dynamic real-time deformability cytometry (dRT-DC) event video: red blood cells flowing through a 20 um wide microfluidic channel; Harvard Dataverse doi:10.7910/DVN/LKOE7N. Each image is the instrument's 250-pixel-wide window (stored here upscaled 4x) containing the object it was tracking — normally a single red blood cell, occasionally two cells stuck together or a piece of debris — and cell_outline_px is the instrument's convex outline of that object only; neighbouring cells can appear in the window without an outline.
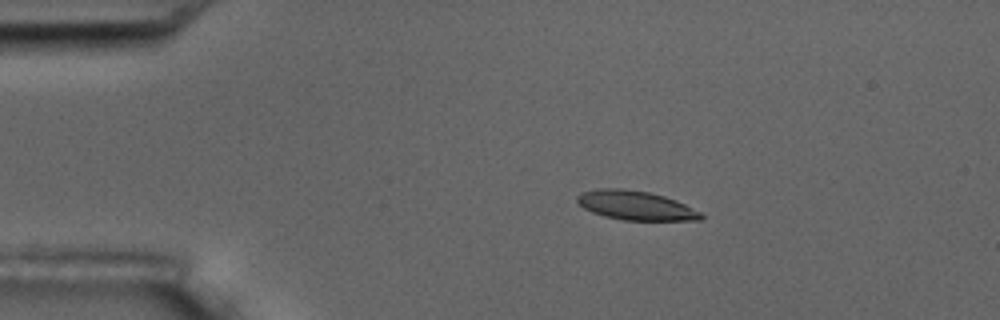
{"species": "common noctule bat (a hibernating species)", "species_latin": "Nyctalus noctula", "temperature_condition": "room temperature", "stored_images_in_passage": 7, "camera_frame_rate_fps": 3000, "um_per_image_px": 0.085, "animal": {"sex": "male", "body_mass_g": 17.5, "forearm_length_mm": 52.3}, "frame": {"image": 1, "passage_image": 4, "time_ms": 3.333, "image_size_px": [1000, 320], "cell_outline_px": [[704, 216], [700, 220], [624, 220], [604, 216], [592, 212], [584, 208], [576, 200], [576, 196], [580, 192], [596, 188], [624, 188], [648, 192], [664, 196], [676, 200], [700, 212]], "centroid_in_image_um": [53.99, 17.45], "position_along_channel_um": 31.0, "area_um2": 21.04}}
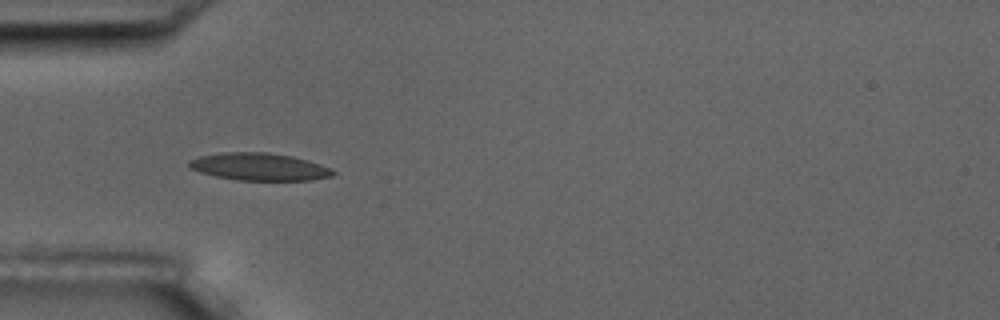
{"frame": {"image": 2, "passage_image": 6, "time_ms": 5.667, "image_size_px": [1000, 320], "cell_outline_px": [[336, 172], [332, 176], [312, 180], [240, 180], [216, 176], [200, 172], [188, 168], [188, 160], [200, 156], [220, 152], [268, 152], [292, 156], [308, 160], [320, 164]], "centroid_in_image_um": [22.0, 14.16], "position_along_channel_um": 63.0, "area_um2": 23.0}}